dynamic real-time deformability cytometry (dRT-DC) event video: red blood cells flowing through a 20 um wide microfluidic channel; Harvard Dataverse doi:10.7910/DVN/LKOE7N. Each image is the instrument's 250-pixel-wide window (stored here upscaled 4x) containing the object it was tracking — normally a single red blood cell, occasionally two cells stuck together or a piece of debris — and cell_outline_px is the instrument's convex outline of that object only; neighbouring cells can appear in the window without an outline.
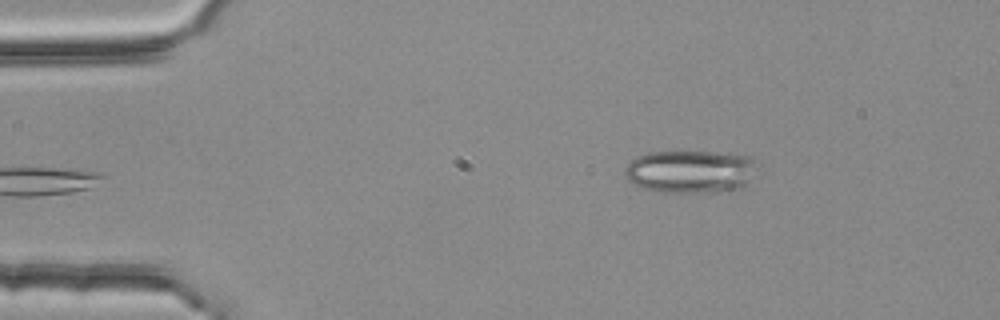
{"species": "common noctule bat (a hibernating species)", "species_latin": "Nyctalus noctula", "temperature_condition": "room temperature", "stored_images_in_passage": 4, "camera_frame_rate_fps": 3000, "um_per_image_px": 0.085, "animal": {"sex": "female", "body_mass_g": 25.1}, "frame": {"image": 1, "passage_image": 4, "time_ms": 1.0, "image_size_px": [1000, 320], "cell_outline_px": [[752, 160], [748, 180], [740, 188], [720, 192], [660, 192], [644, 188], [632, 184], [624, 176], [624, 168], [636, 156], [648, 152], [712, 152], [748, 156]], "centroid_in_image_um": [58.54, 14.59], "position_along_channel_um": 26.5, "area_um2": 32.43}}